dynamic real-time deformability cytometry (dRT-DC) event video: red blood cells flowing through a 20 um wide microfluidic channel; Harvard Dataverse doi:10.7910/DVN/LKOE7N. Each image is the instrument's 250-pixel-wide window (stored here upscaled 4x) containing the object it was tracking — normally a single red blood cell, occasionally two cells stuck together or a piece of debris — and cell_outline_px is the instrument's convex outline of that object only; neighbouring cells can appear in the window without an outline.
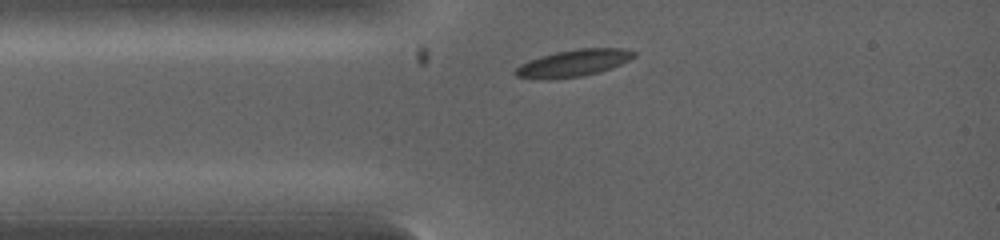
{"species": "common noctule bat (a hibernating species)", "species_latin": "Nyctalus noctula", "temperature_condition": "warm", "stored_images_in_passage": 3, "camera_frame_rate_fps": 5000, "um_per_image_px": 0.085, "animal": {"sex": "female", "body_mass_g": 19.0, "forearm_length_mm": 53.3}, "frame": {"image": 1, "passage_image": 1, "time_ms": 0.0, "image_size_px": [1000, 240], "cell_outline_px": [[636, 56], [620, 64], [596, 72], [580, 76], [516, 76], [516, 68], [532, 60], [556, 52], [580, 48], [620, 48], [636, 52]], "centroid_in_image_um": [48.9, 5.29], "position_along_channel_um": 36.1, "area_um2": 16.99}}
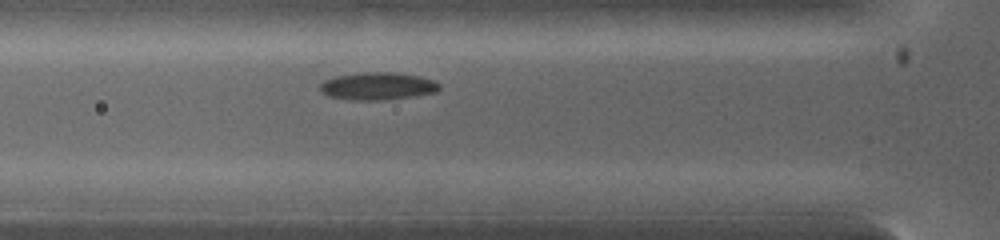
{"frame": {"image": 2, "passage_image": 3, "time_ms": 1.2, "image_size_px": [1000, 240], "cell_outline_px": [[440, 88], [436, 92], [384, 100], [352, 100], [328, 96], [320, 88], [320, 84], [324, 80], [336, 76], [360, 72], [392, 72], [416, 76], [432, 80], [440, 84]], "centroid_in_image_um": [32.07, 7.32], "position_along_channel_um": 93.7, "area_um2": 18.9}}